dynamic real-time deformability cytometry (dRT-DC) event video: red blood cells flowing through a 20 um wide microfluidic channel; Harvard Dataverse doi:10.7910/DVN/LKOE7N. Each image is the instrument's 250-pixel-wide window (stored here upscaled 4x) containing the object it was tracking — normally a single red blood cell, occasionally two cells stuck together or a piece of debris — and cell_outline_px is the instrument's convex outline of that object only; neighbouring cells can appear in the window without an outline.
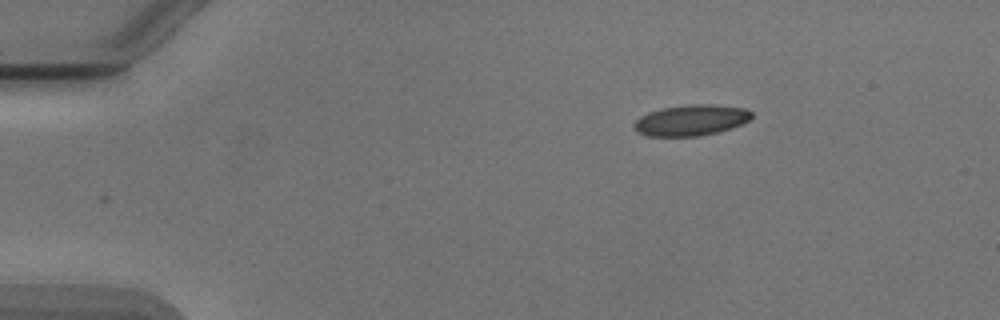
{"species": "Egyptian fruit bat (a non-hibernating species)", "species_latin": "Rousettus aegyptiacus", "temperature_condition": "cold", "stored_images_in_passage": 7, "camera_frame_rate_fps": 3000, "um_per_image_px": 0.085, "animal": {"sex": "male"}, "frame": {"image": 1, "passage_image": 1, "time_ms": 0.0, "image_size_px": [1000, 320], "cell_outline_px": [[752, 116], [744, 124], [720, 132], [700, 136], [648, 136], [636, 132], [632, 124], [640, 116], [648, 112], [660, 108], [688, 104], [712, 104], [744, 108], [752, 112]], "centroid_in_image_um": [58.73, 10.22], "position_along_channel_um": 26.3, "area_um2": 21.5}}